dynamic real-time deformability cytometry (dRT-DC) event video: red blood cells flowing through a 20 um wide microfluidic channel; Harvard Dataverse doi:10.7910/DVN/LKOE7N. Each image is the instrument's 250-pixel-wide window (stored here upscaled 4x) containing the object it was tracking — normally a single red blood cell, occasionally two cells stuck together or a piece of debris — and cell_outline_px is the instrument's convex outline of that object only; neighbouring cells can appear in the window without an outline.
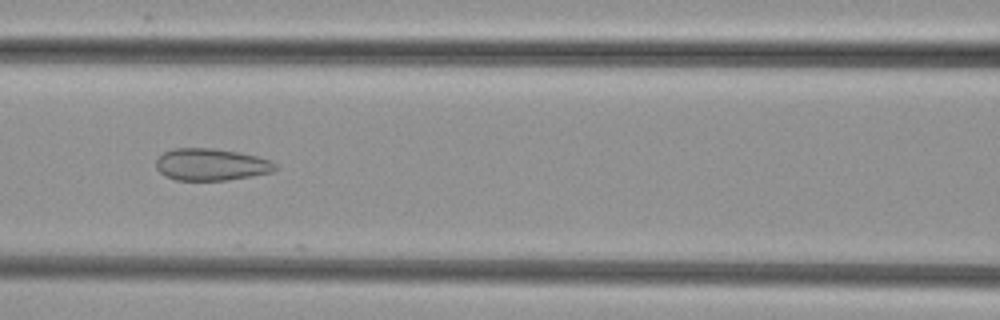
{"species": "common noctule bat (a hibernating species)", "species_latin": "Nyctalus noctula", "temperature_condition": "cold", "stored_images_in_passage": 39, "camera_frame_rate_fps": 3000, "um_per_image_px": 0.085, "animal": {"sex": "female", "body_mass_g": 29.2, "forearm_length_mm": 56.3}, "frame": {"image": 1, "passage_image": 9, "time_ms": 2.667, "image_size_px": [1000, 320], "cell_outline_px": [[276, 168], [272, 172], [252, 176], [224, 180], [176, 180], [164, 176], [156, 168], [156, 160], [164, 152], [172, 148], [216, 148], [240, 152], [272, 160], [276, 164]], "centroid_in_image_um": [17.94, 13.97], "position_along_channel_um": 148.7, "area_um2": 22.37}}
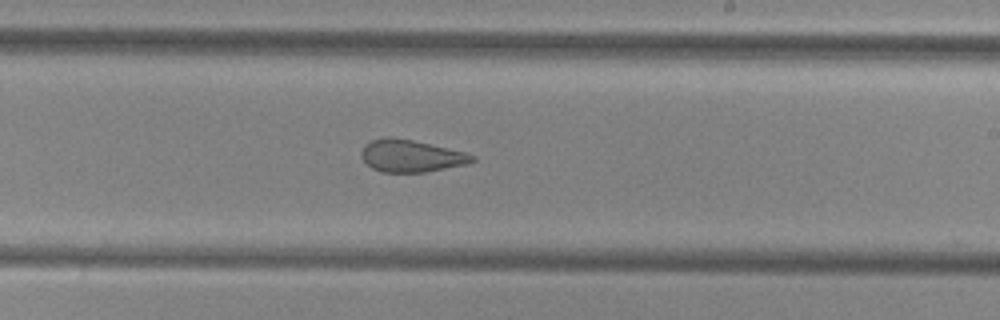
{"frame": {"image": 2, "passage_image": 17, "time_ms": 5.333, "image_size_px": [1000, 320], "cell_outline_px": [[476, 160], [468, 164], [424, 172], [380, 172], [372, 168], [360, 156], [360, 152], [364, 144], [372, 140], [388, 136], [412, 140], [464, 152], [476, 156]], "centroid_in_image_um": [34.92, 13.25], "position_along_channel_um": 254.1, "area_um2": 20.75}}
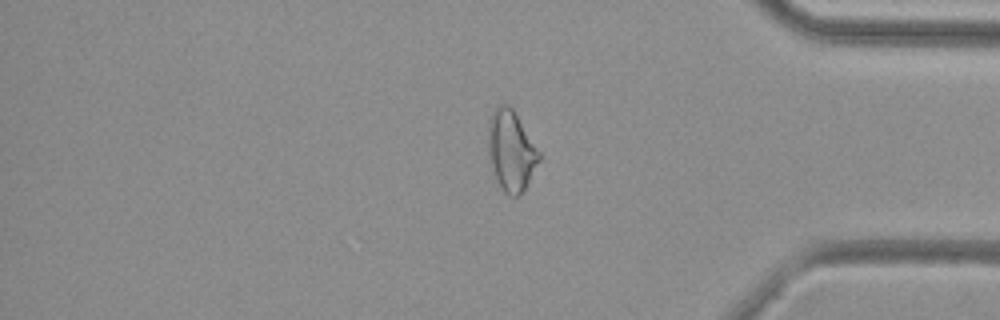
{"frame": {"image": 3, "passage_image": 29, "time_ms": 9.333, "image_size_px": [1000, 320], "cell_outline_px": [[540, 160], [524, 188], [516, 196], [508, 196], [504, 192], [496, 176], [492, 164], [488, 148], [488, 120], [492, 112], [500, 104], [508, 104], [512, 108], [540, 152]], "centroid_in_image_um": [43.44, 12.77], "position_along_channel_um": 391.8, "area_um2": 23.24}}